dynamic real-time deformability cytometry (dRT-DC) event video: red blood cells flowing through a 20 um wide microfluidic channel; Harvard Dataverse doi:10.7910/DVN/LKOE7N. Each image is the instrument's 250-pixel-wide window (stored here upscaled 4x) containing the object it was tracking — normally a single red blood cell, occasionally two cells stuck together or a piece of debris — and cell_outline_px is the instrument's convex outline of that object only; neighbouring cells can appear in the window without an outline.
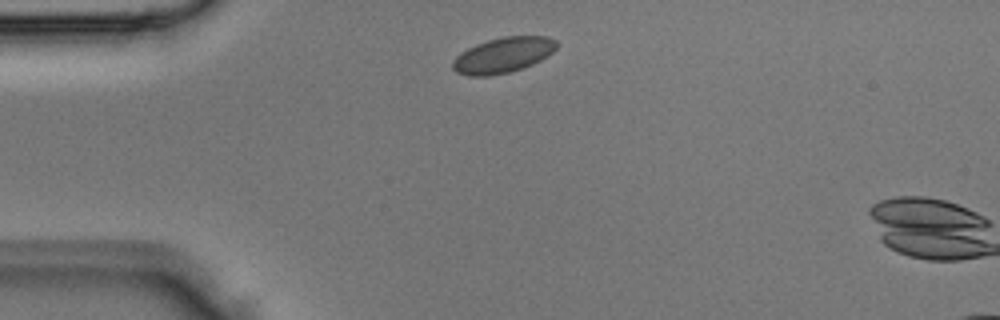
{"species": "Egyptian fruit bat (a non-hibernating species)", "species_latin": "Rousettus aegyptiacus", "temperature_condition": "room temperature", "stored_images_in_passage": 3, "segment_of_instrument_passage": [2, 2], "camera_frame_rate_fps": 3000, "um_per_image_px": 0.085, "animal": {"sex": "male"}, "frame": {"image": 1, "passage_image": 3, "time_ms": 0.667, "image_size_px": [1000, 320], "cell_outline_px": [[556, 48], [552, 52], [540, 60], [532, 64], [508, 72], [488, 76], [468, 76], [456, 72], [452, 68], [452, 60], [460, 52], [476, 44], [488, 40], [504, 36], [548, 36], [556, 40]], "centroid_in_image_um": [42.72, 4.68], "position_along_channel_um": 42.3, "area_um2": 21.33}}